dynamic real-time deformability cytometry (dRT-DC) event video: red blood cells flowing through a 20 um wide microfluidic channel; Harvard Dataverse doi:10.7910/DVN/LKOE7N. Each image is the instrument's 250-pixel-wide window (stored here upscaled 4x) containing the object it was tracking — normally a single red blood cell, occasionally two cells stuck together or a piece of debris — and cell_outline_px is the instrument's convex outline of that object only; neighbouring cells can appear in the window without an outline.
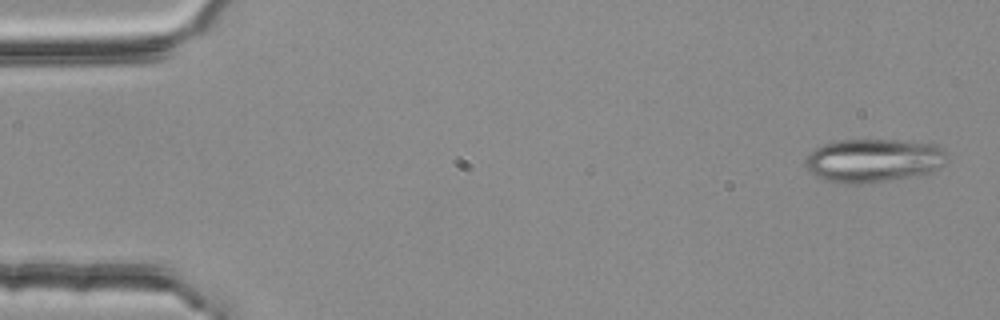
{"species": "common noctule bat (a hibernating species)", "species_latin": "Nyctalus noctula", "temperature_condition": "room temperature", "stored_images_in_passage": 4, "camera_frame_rate_fps": 3000, "um_per_image_px": 0.085, "animal": {"sex": "female", "body_mass_g": 25.1}, "frame": {"image": 1, "passage_image": 1, "time_ms": 0.0, "image_size_px": [1000, 320], "cell_outline_px": [[948, 160], [936, 168], [928, 172], [908, 176], [884, 180], [856, 184], [848, 184], [824, 180], [816, 176], [808, 168], [804, 160], [816, 148], [824, 144], [844, 140], [900, 140], [936, 144], [948, 156]], "centroid_in_image_um": [74.23, 13.62], "position_along_channel_um": 10.8, "area_um2": 35.14}}